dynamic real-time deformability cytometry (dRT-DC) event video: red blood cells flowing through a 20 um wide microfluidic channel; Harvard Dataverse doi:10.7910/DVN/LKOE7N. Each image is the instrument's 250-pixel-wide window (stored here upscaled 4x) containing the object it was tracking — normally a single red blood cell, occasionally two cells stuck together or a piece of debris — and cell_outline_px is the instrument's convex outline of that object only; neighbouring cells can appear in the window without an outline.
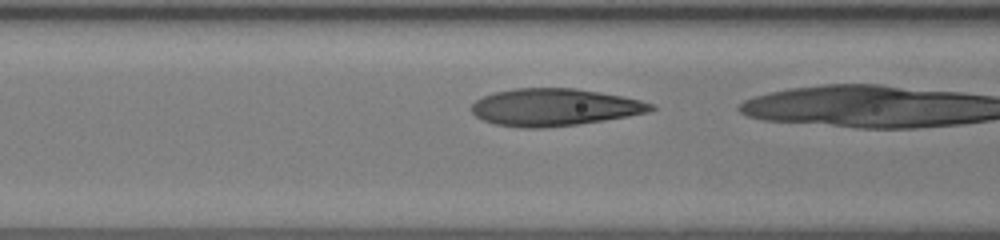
{"species": "human", "species_latin": "Homo sapiens", "temperature_condition": "room temperature", "stored_images_in_passage": 12, "camera_frame_rate_fps": 3000, "um_per_image_px": 0.085, "donor": {"sex": "female"}, "frame": {"image": 1, "passage_image": 3, "time_ms": 0.667, "image_size_px": [1000, 240], "cell_outline_px": [[656, 108], [648, 112], [628, 116], [604, 120], [576, 124], [544, 128], [520, 128], [496, 124], [484, 120], [476, 116], [472, 112], [472, 104], [476, 100], [484, 96], [496, 92], [512, 88], [576, 88], [600, 92], [640, 100], [652, 104]], "centroid_in_image_um": [47.11, 9.11], "position_along_channel_um": 119.5, "area_um2": 38.73}}
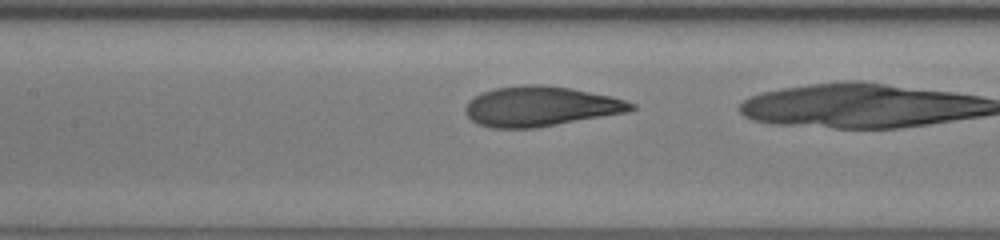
{"frame": {"image": 2, "passage_image": 6, "time_ms": 1.667, "image_size_px": [1000, 240], "cell_outline_px": [[636, 108], [628, 112], [536, 128], [492, 128], [476, 124], [468, 116], [464, 108], [468, 100], [484, 92], [496, 88], [524, 84], [544, 84], [572, 88], [612, 96], [636, 104]], "centroid_in_image_um": [45.96, 9.04], "position_along_channel_um": 161.4, "area_um2": 38.78}}